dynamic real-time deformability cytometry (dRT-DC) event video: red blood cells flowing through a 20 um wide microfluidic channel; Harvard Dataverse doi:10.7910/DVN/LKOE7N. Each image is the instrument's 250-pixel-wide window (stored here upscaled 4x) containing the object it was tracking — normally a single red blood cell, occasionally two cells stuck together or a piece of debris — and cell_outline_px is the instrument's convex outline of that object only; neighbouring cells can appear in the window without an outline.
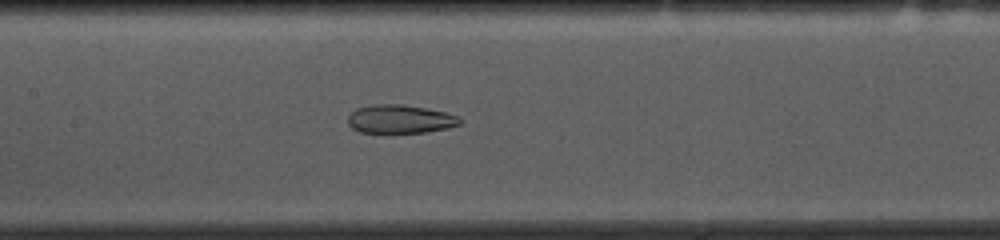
{"species": "common noctule bat (a hibernating species)", "species_latin": "Nyctalus noctula", "temperature_condition": "cold", "stored_images_in_passage": 54, "camera_frame_rate_fps": 3000, "um_per_image_px": 0.085, "animal": {"sex": "female", "body_mass_g": 10.0, "forearm_length_mm": 53.1}, "frame": {"image": 1, "passage_image": 24, "time_ms": 7.667, "image_size_px": [1000, 240], "cell_outline_px": [[464, 120], [460, 124], [448, 128], [428, 132], [392, 136], [360, 132], [352, 128], [348, 124], [348, 116], [356, 108], [372, 104], [400, 104], [424, 108], [444, 112], [460, 116]], "centroid_in_image_um": [34.0, 10.18], "position_along_channel_um": 173.4, "area_um2": 19.59}}
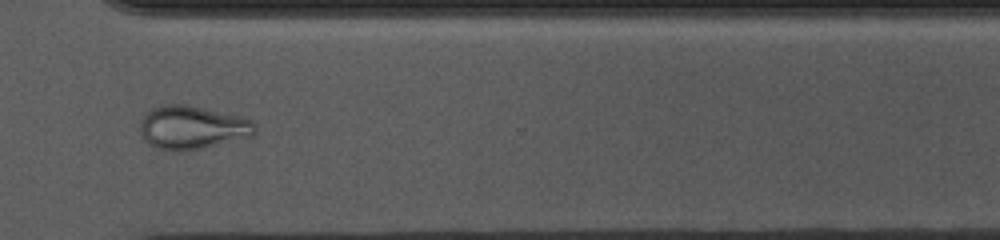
{"frame": {"image": 2, "passage_image": 39, "time_ms": 12.667, "image_size_px": [1000, 240], "cell_outline_px": [[256, 132], [252, 136], [200, 148], [180, 152], [172, 152], [156, 148], [148, 144], [144, 140], [140, 132], [140, 124], [144, 116], [152, 108], [164, 104], [184, 104], [240, 116], [252, 120], [256, 128]], "centroid_in_image_um": [16.31, 10.85], "position_along_channel_um": 354.3, "area_um2": 29.02}}
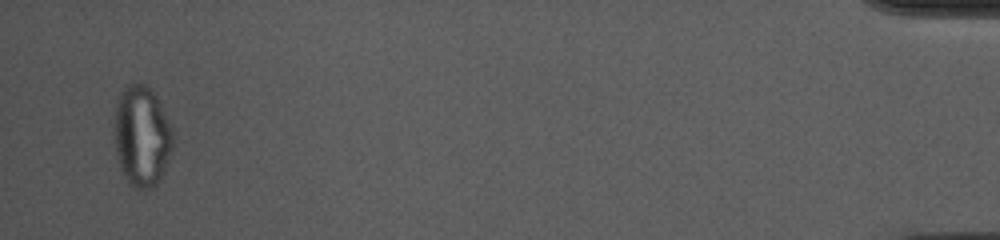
{"frame": {"image": 3, "passage_image": 52, "time_ms": 17.0, "image_size_px": [1000, 240], "cell_outline_px": [[172, 148], [160, 180], [156, 184], [140, 192], [128, 184], [120, 168], [116, 152], [116, 104], [120, 92], [128, 84], [148, 84], [156, 96], [172, 128]], "centroid_in_image_um": [12.06, 11.6], "position_along_channel_um": 423.1, "area_um2": 34.1}, "authors_computed_cell_mechanics": {"area_um2": 24.7095, "velocity_mm_per_s": 3.6368, "shape_relaxation_time_tau1_ms": null, "shape_relaxation_time_tau2_ms": 2.1628, "deformation_change_tau1": null, "deformation_change_tau2": 0.074}}